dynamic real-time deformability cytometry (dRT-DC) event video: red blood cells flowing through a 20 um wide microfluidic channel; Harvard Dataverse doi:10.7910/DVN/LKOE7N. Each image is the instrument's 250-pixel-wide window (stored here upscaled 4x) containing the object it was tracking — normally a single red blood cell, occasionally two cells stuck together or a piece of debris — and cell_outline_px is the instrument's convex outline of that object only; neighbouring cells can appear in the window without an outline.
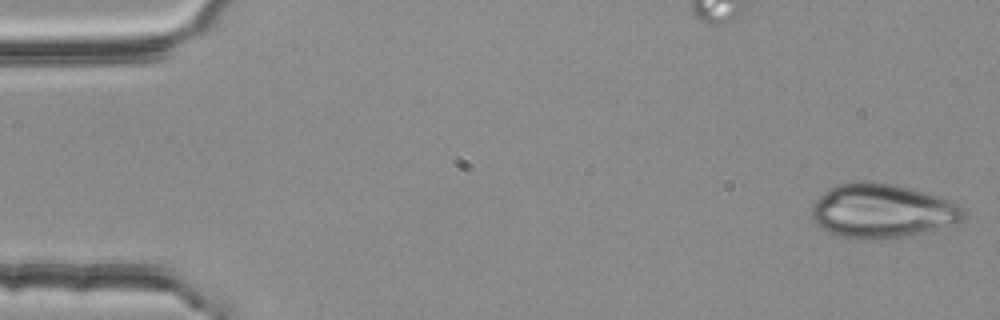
{"species": "common noctule bat (a hibernating species)", "species_latin": "Nyctalus noctula", "temperature_condition": "room temperature", "stored_images_in_passage": 4, "camera_frame_rate_fps": 3000, "um_per_image_px": 0.085, "animal": {"sex": "female", "body_mass_g": 25.1}, "frame": {"image": 1, "passage_image": 1, "time_ms": 0.0, "image_size_px": [1000, 320], "cell_outline_px": [[964, 216], [956, 224], [924, 232], [904, 236], [876, 240], [856, 240], [840, 236], [828, 232], [816, 224], [812, 220], [812, 204], [824, 192], [840, 184], [864, 180], [872, 180], [892, 184], [924, 192], [960, 204], [964, 208]], "centroid_in_image_um": [74.96, 17.94], "position_along_channel_um": 10.0, "area_um2": 47.97}}